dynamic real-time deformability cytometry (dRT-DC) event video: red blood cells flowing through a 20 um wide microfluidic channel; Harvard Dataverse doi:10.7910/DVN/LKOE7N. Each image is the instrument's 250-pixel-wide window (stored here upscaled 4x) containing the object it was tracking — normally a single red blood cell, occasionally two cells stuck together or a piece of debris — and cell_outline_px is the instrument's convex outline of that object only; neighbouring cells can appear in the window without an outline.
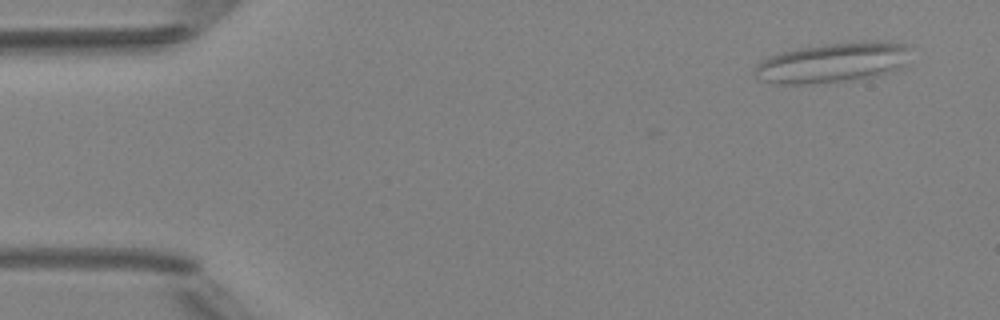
{"species": "Egyptian fruit bat (a non-hibernating species)", "species_latin": "Rousettus aegyptiacus", "temperature_condition": "room temperature", "stored_images_in_passage": 6, "camera_frame_rate_fps": 3000, "um_per_image_px": 0.085, "animal": {"sex": "female"}, "frame": {"image": 1, "passage_image": 1, "time_ms": 0.0, "image_size_px": [1000, 320], "cell_outline_px": [[908, 68], [876, 76], [848, 80], [808, 84], [772, 84], [760, 80], [752, 72], [756, 64], [772, 56], [784, 52], [800, 48], [852, 40], [876, 40], [908, 44]], "centroid_in_image_um": [70.87, 5.32], "position_along_channel_um": 14.1, "area_um2": 36.93}}
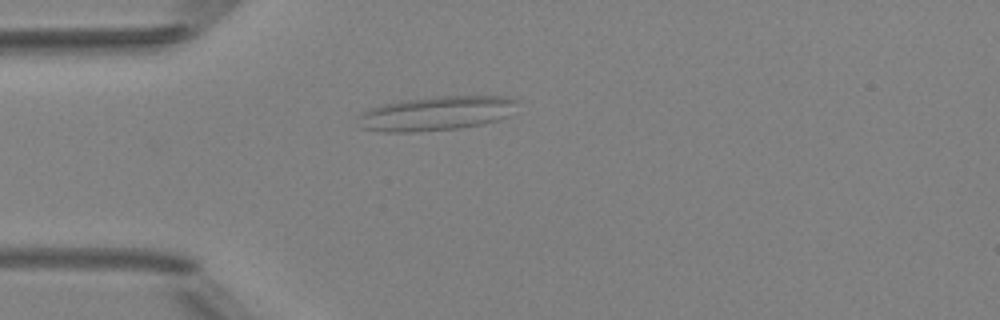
{"frame": {"image": 2, "passage_image": 4, "time_ms": 3.333, "image_size_px": [1000, 320], "cell_outline_px": [[520, 100], [508, 116], [500, 120], [460, 128], [412, 132], [384, 132], [360, 128], [356, 116], [360, 112], [380, 104], [400, 100], [436, 96], [508, 96]], "centroid_in_image_um": [37.04, 9.63], "position_along_channel_um": 48.0, "area_um2": 32.31}}